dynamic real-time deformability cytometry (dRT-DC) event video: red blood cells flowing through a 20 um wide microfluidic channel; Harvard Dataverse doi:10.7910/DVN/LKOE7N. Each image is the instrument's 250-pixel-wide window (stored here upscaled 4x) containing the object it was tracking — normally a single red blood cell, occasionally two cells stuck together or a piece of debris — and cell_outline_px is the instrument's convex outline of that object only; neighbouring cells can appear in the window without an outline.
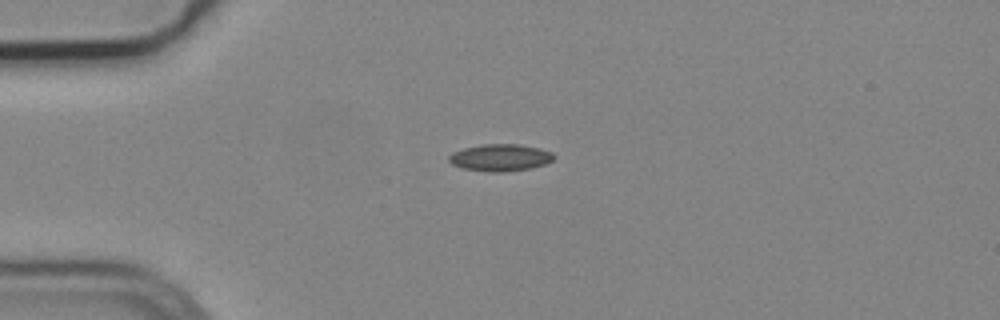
{"species": "common noctule bat (a hibernating species)", "species_latin": "Nyctalus noctula", "temperature_condition": "cold", "stored_images_in_passage": 42, "camera_frame_rate_fps": 3000, "um_per_image_px": 0.085, "animal": {"sex": "male", "body_mass_g": 19.2, "forearm_length_mm": 51.8}, "frame": {"image": 1, "passage_image": 1, "time_ms": 0.0, "image_size_px": [1000, 320], "cell_outline_px": [[556, 156], [552, 160], [544, 164], [528, 168], [504, 172], [492, 172], [464, 168], [452, 164], [448, 160], [448, 156], [452, 152], [464, 148], [480, 144], [520, 144], [540, 148], [552, 152]], "centroid_in_image_um": [42.52, 13.38], "position_along_channel_um": 42.5, "area_um2": 16.47}}
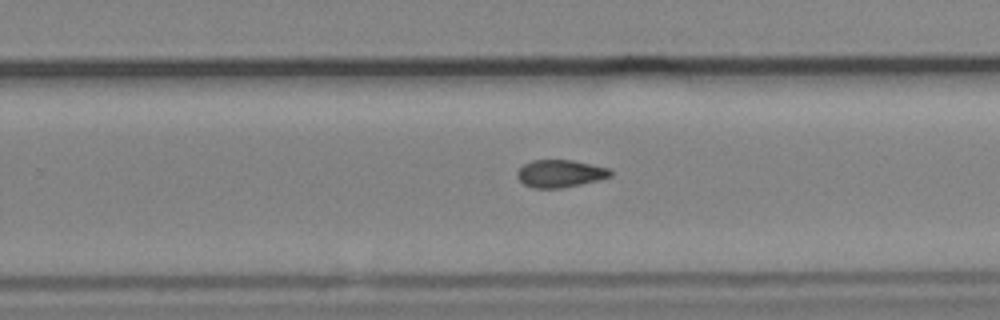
{"frame": {"image": 2, "passage_image": 22, "time_ms": 7.0, "image_size_px": [1000, 320], "cell_outline_px": [[612, 176], [580, 184], [560, 188], [532, 188], [524, 184], [516, 176], [516, 172], [524, 164], [532, 160], [572, 160], [612, 168]], "centroid_in_image_um": [47.62, 14.74], "position_along_channel_um": 282.2, "area_um2": 14.97}}
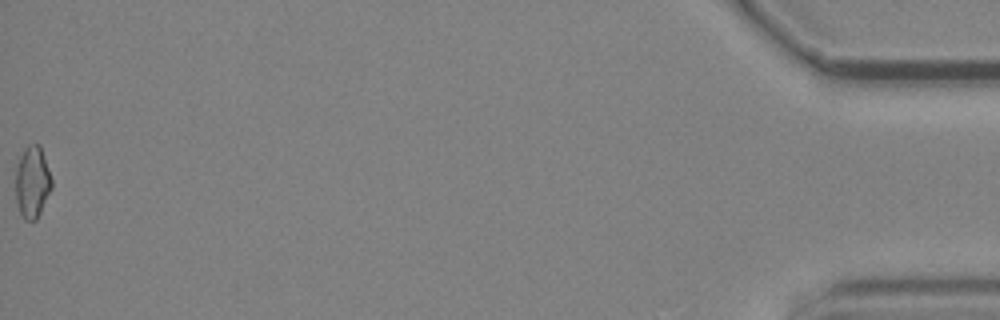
{"frame": {"image": 3, "passage_image": 42, "time_ms": 13.667, "image_size_px": [1000, 320], "cell_outline_px": [[52, 188], [36, 220], [24, 220], [20, 212], [16, 200], [16, 168], [20, 156], [24, 148], [28, 144], [40, 144], [52, 180]], "centroid_in_image_um": [2.75, 15.46], "position_along_channel_um": 432.5, "area_um2": 15.03}, "authors_computed_cell_mechanics": {"area_um2": 15.1147, "velocity_mm_per_s": 3.7758, "shape_relaxation_time_tau1_ms": 10.7726, "shape_relaxation_time_tau2_ms": 5.6808, "deformation_change_tau1": 0.1649, "deformation_change_tau2": 0.1172}}